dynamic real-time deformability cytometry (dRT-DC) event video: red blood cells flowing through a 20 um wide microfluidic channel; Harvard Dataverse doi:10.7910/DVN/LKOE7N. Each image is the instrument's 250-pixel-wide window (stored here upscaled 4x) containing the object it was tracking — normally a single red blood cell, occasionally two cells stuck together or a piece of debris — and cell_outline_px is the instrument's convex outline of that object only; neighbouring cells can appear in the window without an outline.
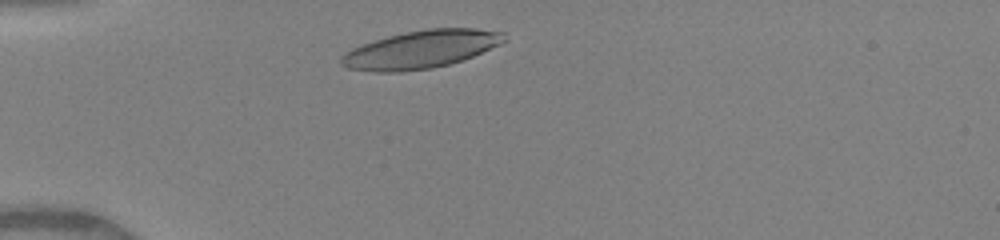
{"species": "human", "species_latin": "Homo sapiens", "temperature_condition": "warm", "stored_images_in_passage": 33, "camera_frame_rate_fps": 3000, "um_per_image_px": 0.085, "donor": {"sex": "female"}, "frame": {"image": 1, "passage_image": 3, "time_ms": 0.667, "image_size_px": [1000, 240], "cell_outline_px": [[508, 40], [500, 44], [472, 56], [448, 64], [432, 68], [400, 72], [372, 72], [348, 68], [340, 64], [340, 56], [344, 52], [352, 48], [388, 36], [404, 32], [428, 28], [476, 28], [504, 32]], "centroid_in_image_um": [35.77, 4.2], "position_along_channel_um": 49.2, "area_um2": 35.95}}
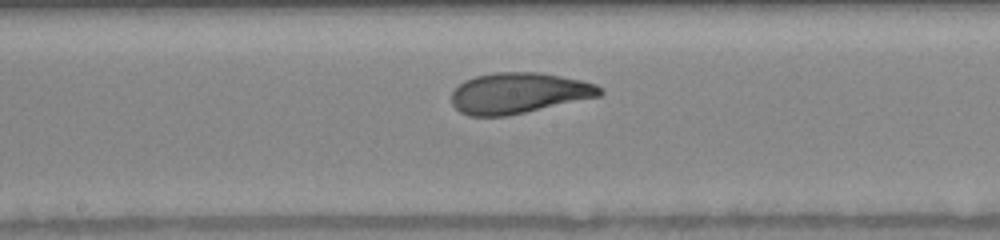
{"frame": {"image": 2, "passage_image": 16, "time_ms": 5.0, "image_size_px": [1000, 240], "cell_outline_px": [[604, 92], [600, 96], [508, 116], [468, 116], [460, 112], [452, 104], [452, 92], [464, 80], [476, 76], [496, 72], [540, 72], [580, 80], [596, 84], [604, 88]], "centroid_in_image_um": [44.1, 7.91], "position_along_channel_um": 204.1, "area_um2": 35.32}}
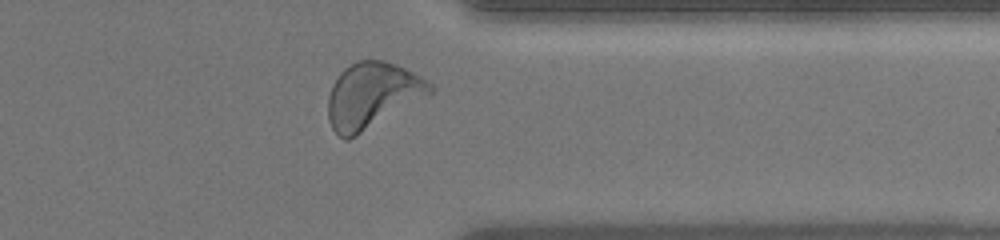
{"frame": {"image": 3, "passage_image": 29, "time_ms": 9.333, "image_size_px": [1000, 240], "cell_outline_px": [[436, 88], [428, 96], [356, 136], [348, 140], [344, 140], [332, 128], [328, 120], [328, 96], [332, 84], [340, 72], [344, 68], [356, 60], [384, 60], [396, 64], [428, 80]], "centroid_in_image_um": [31.64, 8.1], "position_along_channel_um": 379.8, "area_um2": 39.19}, "authors_computed_cell_mechanics": {"area_um2": 35.3736, "velocity_mm_per_s": 4.1119, "shape_relaxation_time_tau1_ms": 4.0446, "shape_relaxation_time_tau2_ms": 1.0388, "deformation_change_tau1": 0.1842, "deformation_change_tau2": 0.0736}}